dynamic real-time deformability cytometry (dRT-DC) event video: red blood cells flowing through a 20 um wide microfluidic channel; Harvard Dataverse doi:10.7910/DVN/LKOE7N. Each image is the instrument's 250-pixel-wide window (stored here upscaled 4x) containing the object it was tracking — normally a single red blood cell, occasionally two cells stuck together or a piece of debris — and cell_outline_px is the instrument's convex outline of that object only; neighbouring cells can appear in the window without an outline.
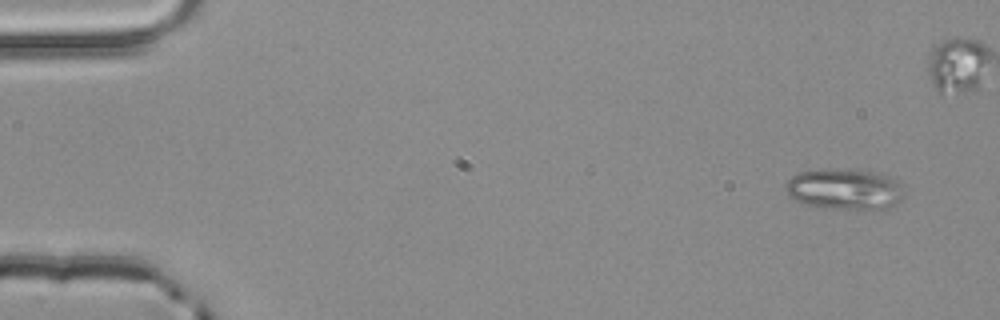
{"species": "common noctule bat (a hibernating species)", "species_latin": "Nyctalus noctula", "temperature_condition": "room temperature", "stored_images_in_passage": 4, "camera_frame_rate_fps": 3000, "um_per_image_px": 0.085, "animal": {"sex": "male", "body_mass_g": 20.4}, "frame": {"image": 1, "passage_image": 1, "time_ms": 0.0, "image_size_px": [1000, 320], "cell_outline_px": [[904, 196], [900, 200], [884, 208], [816, 208], [804, 204], [788, 196], [788, 180], [792, 176], [800, 172], [876, 172], [900, 180], [904, 192]], "centroid_in_image_um": [71.84, 16.13], "position_along_channel_um": 13.2, "area_um2": 26.93}}
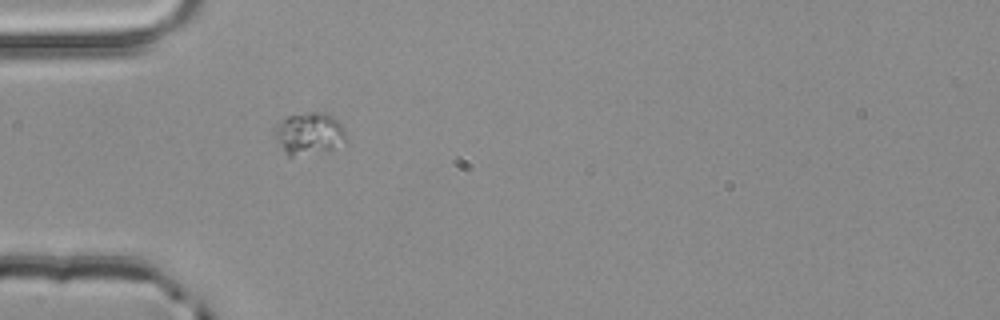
{"frame": {"image": 2, "passage_image": 4, "time_ms": 1.0, "image_size_px": [1000, 320], "cell_outline_px": [[344, 140], [332, 148], [292, 156], [288, 156], [284, 152], [276, 136], [276, 128], [280, 120], [288, 116], [308, 112], [324, 112], [332, 116], [340, 124], [344, 132]], "centroid_in_image_um": [26.24, 11.31], "position_along_channel_um": 58.8, "area_um2": 16.65}}